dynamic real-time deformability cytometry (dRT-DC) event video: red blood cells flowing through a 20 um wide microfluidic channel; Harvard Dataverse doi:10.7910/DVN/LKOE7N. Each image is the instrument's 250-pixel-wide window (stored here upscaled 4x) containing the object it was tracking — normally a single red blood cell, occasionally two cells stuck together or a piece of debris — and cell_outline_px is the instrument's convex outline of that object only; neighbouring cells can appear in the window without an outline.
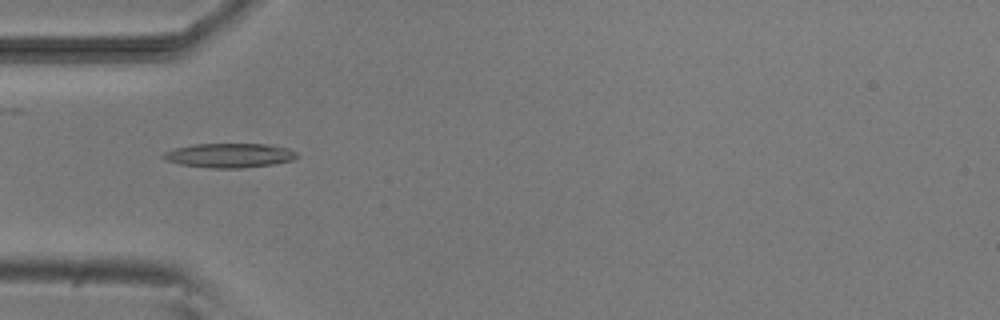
{"species": "common noctule bat (a hibernating species)", "species_latin": "Nyctalus noctula", "temperature_condition": "room temperature", "stored_images_in_passage": 7, "camera_frame_rate_fps": 3000, "um_per_image_px": 0.085, "animal": {"sex": "male", "body_mass_g": 20.5, "forearm_length_mm": 52.5}, "frame": {"image": 1, "passage_image": 5, "time_ms": 4.333, "image_size_px": [1000, 320], "cell_outline_px": [[300, 156], [292, 160], [272, 164], [240, 168], [208, 168], [180, 164], [164, 160], [160, 156], [164, 152], [172, 148], [192, 144], [272, 144], [288, 148], [296, 152]], "centroid_in_image_um": [19.47, 13.2], "position_along_channel_um": 65.5, "area_um2": 19.19}}
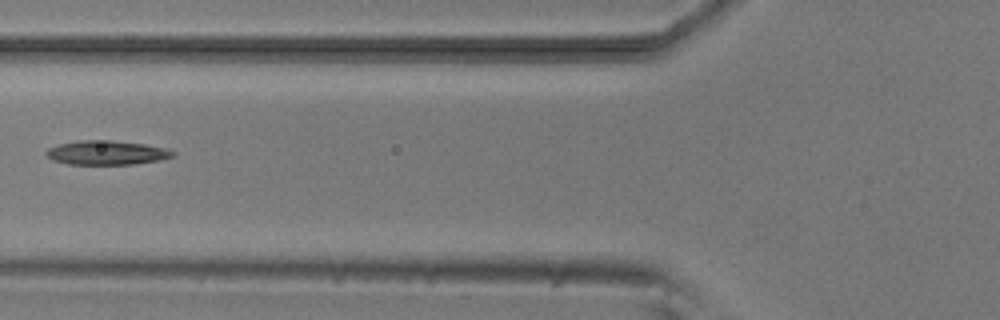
{"frame": {"image": 2, "passage_image": 6, "time_ms": 5.667, "image_size_px": [1000, 320], "cell_outline_px": [[176, 152], [172, 156], [160, 160], [132, 164], [68, 164], [52, 160], [44, 152], [48, 148], [60, 144], [80, 140], [112, 140], [144, 144], [168, 148]], "centroid_in_image_um": [9.07, 12.97], "position_along_channel_um": 116.7, "area_um2": 17.8}}
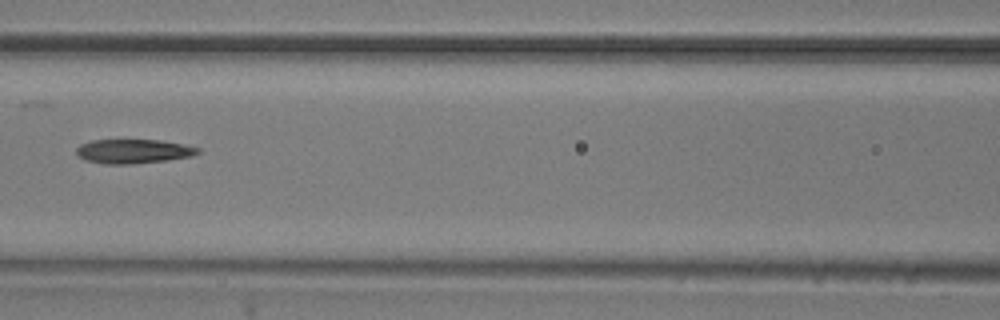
{"frame": {"image": 3, "passage_image": 7, "time_ms": 6.667, "image_size_px": [1000, 320], "cell_outline_px": [[200, 152], [192, 156], [168, 160], [132, 164], [104, 164], [84, 160], [76, 152], [76, 148], [80, 144], [92, 140], [160, 140], [184, 144], [200, 148]], "centroid_in_image_um": [11.34, 12.86], "position_along_channel_um": 155.3, "area_um2": 17.22}}